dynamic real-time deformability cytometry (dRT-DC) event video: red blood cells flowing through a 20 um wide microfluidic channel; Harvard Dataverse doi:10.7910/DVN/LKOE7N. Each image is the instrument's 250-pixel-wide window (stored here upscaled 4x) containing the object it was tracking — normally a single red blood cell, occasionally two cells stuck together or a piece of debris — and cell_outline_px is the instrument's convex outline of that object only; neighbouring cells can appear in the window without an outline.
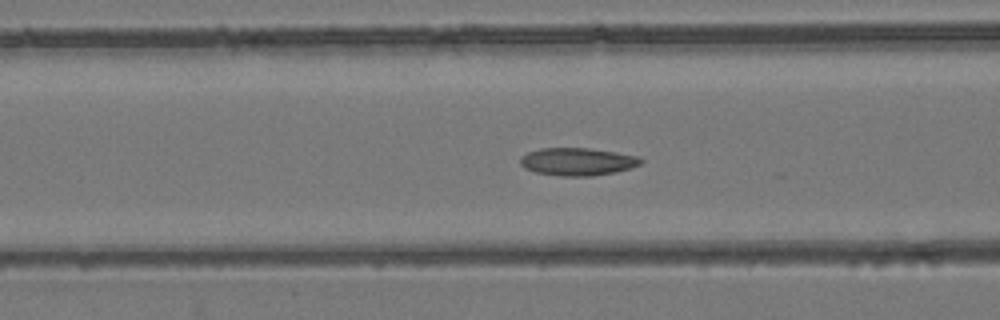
{"species": "common noctule bat (a hibernating species)", "species_latin": "Nyctalus noctula", "temperature_condition": "room temperature", "stored_images_in_passage": 55, "camera_frame_rate_fps": 3000, "um_per_image_px": 0.085, "animal": {"sex": "female", "body_mass_g": 24.6, "forearm_length_mm": 56.2}, "frame": {"image": 1, "passage_image": 22, "time_ms": 7.0, "image_size_px": [1000, 320], "cell_outline_px": [[644, 160], [640, 164], [616, 172], [592, 176], [560, 176], [536, 172], [524, 168], [520, 164], [520, 160], [528, 152], [540, 148], [588, 148], [616, 152], [636, 156]], "centroid_in_image_um": [49.08, 13.74], "position_along_channel_um": 117.5, "area_um2": 19.31}}
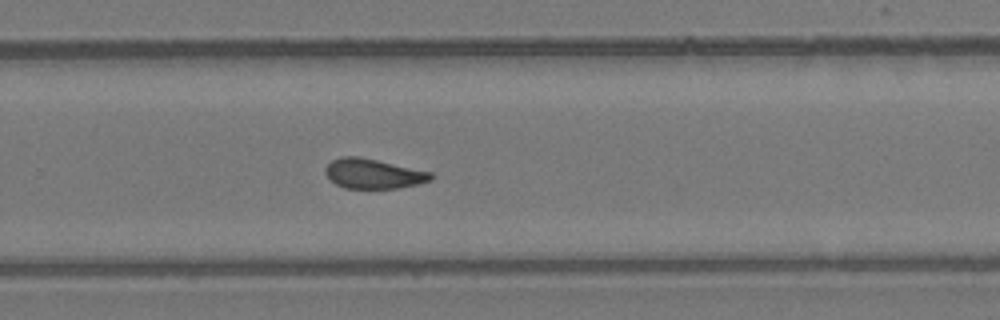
{"frame": {"image": 2, "passage_image": 36, "time_ms": 11.667, "image_size_px": [1000, 320], "cell_outline_px": [[432, 180], [416, 184], [396, 188], [344, 188], [336, 184], [328, 176], [324, 168], [332, 160], [340, 156], [360, 156], [432, 172]], "centroid_in_image_um": [31.72, 14.75], "position_along_channel_um": 298.1, "area_um2": 18.21}}
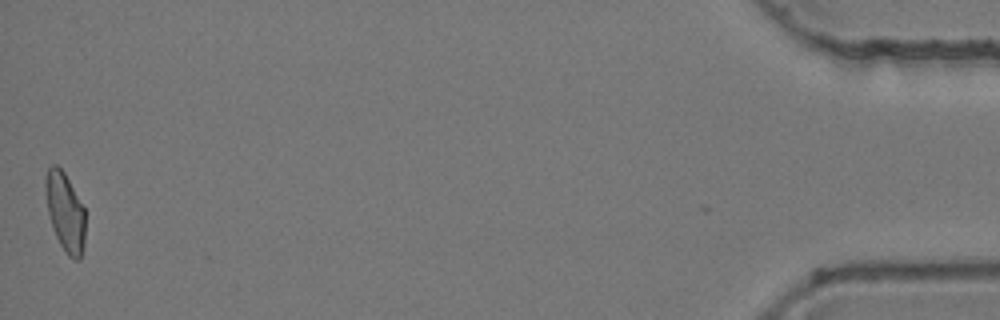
{"frame": {"image": 3, "passage_image": 54, "time_ms": 17.667, "image_size_px": [1000, 320], "cell_outline_px": [[84, 244], [80, 260], [76, 260], [68, 256], [60, 244], [56, 236], [48, 212], [44, 192], [44, 180], [48, 168], [52, 164], [56, 164], [64, 172], [84, 208]], "centroid_in_image_um": [5.51, 18.0], "position_along_channel_um": 429.7, "area_um2": 18.15}, "authors_computed_cell_mechanics": {"area_um2": 18.785, "velocity_mm_per_s": 3.8709, "shape_relaxation_time_tau1_ms": 10.2595, "shape_relaxation_time_tau2_ms": 2.5587, "deformation_change_tau1": 0.2041, "deformation_change_tau2": 0.0838}}